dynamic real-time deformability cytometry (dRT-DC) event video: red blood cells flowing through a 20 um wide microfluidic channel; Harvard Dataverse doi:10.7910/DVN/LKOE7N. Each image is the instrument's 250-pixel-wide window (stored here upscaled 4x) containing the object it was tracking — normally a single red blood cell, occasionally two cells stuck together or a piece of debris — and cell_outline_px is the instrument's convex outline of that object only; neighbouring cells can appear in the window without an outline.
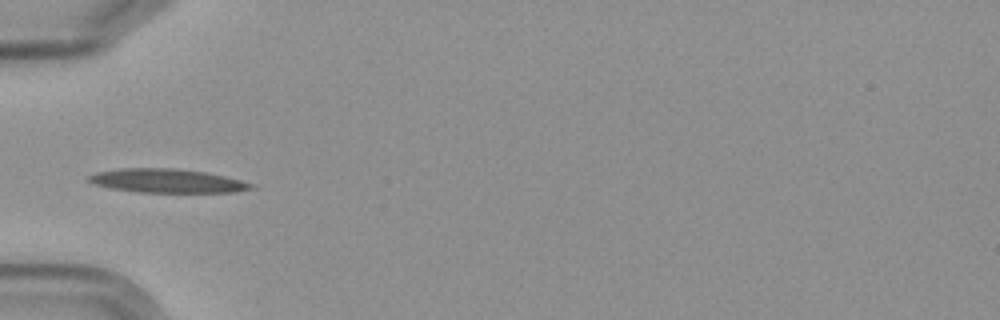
{"species": "Egyptian fruit bat (a non-hibernating species)", "species_latin": "Rousettus aegyptiacus", "temperature_condition": "cold", "stored_images_in_passage": 9, "camera_frame_rate_fps": 3000, "um_per_image_px": 0.085, "frame": {"image": 1, "passage_image": 6, "time_ms": 6.0, "image_size_px": [1000, 320], "cell_outline_px": [[252, 188], [232, 192], [136, 192], [108, 188], [96, 184], [88, 180], [88, 176], [96, 172], [120, 168], [172, 168], [204, 172], [224, 176], [240, 180], [252, 184]], "centroid_in_image_um": [14.13, 15.37], "position_along_channel_um": 70.9, "area_um2": 22.25}}
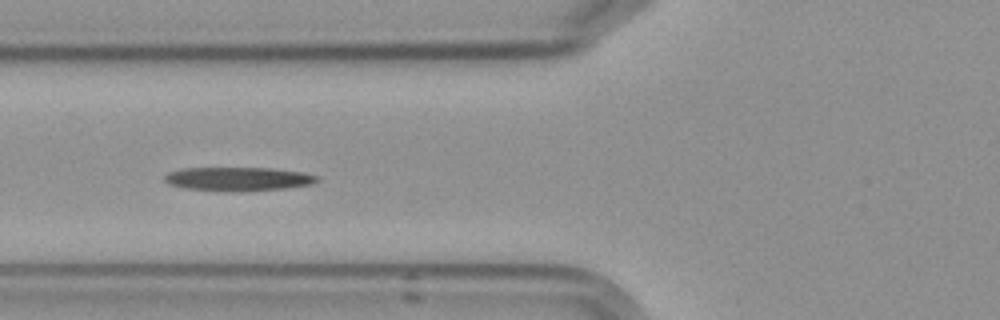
{"frame": {"image": 2, "passage_image": 7, "time_ms": 7.0, "image_size_px": [1000, 320], "cell_outline_px": [[320, 180], [312, 184], [284, 188], [244, 192], [236, 192], [184, 188], [168, 184], [164, 180], [164, 176], [168, 172], [184, 168], [272, 168], [300, 172], [320, 176]], "centroid_in_image_um": [20.25, 15.22], "position_along_channel_um": 105.6, "area_um2": 21.27}}